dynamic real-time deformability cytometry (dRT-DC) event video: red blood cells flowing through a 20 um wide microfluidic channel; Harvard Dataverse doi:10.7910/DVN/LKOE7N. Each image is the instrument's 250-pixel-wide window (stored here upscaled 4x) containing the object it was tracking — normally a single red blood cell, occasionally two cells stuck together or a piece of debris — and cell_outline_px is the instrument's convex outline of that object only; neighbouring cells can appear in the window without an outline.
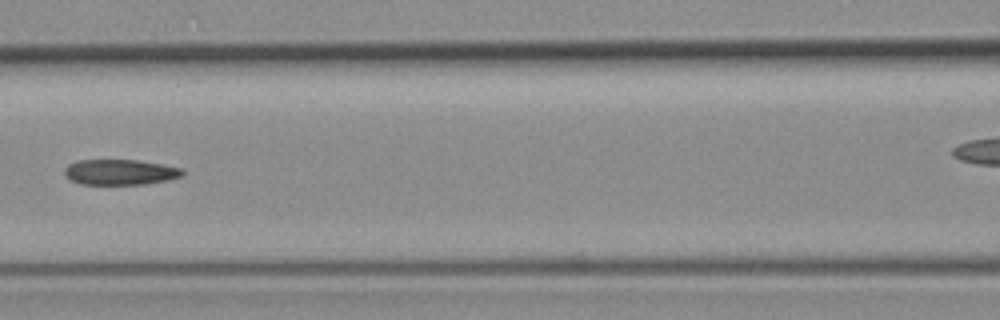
{"species": "common noctule bat (a hibernating species)", "species_latin": "Nyctalus noctula", "temperature_condition": "room temperature", "stored_images_in_passage": 7, "segment_of_instrument_passage": [1, 2], "camera_frame_rate_fps": 3000, "um_per_image_px": 0.085, "animal": {"sex": "female", "body_mass_g": 19.3, "forearm_length_mm": 54.1}, "frame": {"image": 1, "passage_image": 6, "time_ms": 5.667, "image_size_px": [1000, 320], "cell_outline_px": [[184, 176], [168, 180], [144, 184], [80, 184], [68, 180], [64, 176], [64, 168], [68, 164], [76, 160], [136, 160], [184, 168]], "centroid_in_image_um": [10.18, 14.63], "position_along_channel_um": 156.4, "area_um2": 17.74}}